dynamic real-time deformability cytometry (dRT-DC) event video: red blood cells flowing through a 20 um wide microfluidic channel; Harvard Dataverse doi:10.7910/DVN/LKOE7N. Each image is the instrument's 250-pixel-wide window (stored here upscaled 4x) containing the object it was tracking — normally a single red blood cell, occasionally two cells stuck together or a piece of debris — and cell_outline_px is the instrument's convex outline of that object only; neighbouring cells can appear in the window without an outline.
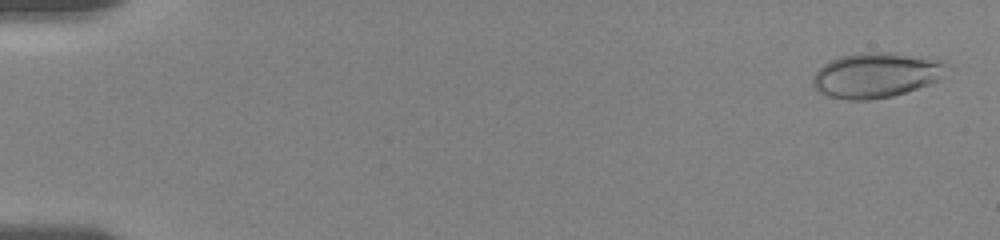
{"species": "human", "species_latin": "Homo sapiens", "temperature_condition": "room temperature", "stored_images_in_passage": 56, "camera_frame_rate_fps": 3000, "um_per_image_px": 0.085, "donor": {"sex": "female"}, "frame": {"image": 1, "passage_image": 2, "time_ms": 0.333, "image_size_px": [1000, 240], "cell_outline_px": [[944, 64], [936, 80], [928, 84], [892, 96], [868, 100], [848, 100], [828, 96], [816, 92], [812, 84], [812, 76], [824, 64], [840, 56], [860, 52], [892, 52], [944, 60]], "centroid_in_image_um": [74.35, 6.38], "position_along_channel_um": 10.6, "area_um2": 34.74}}
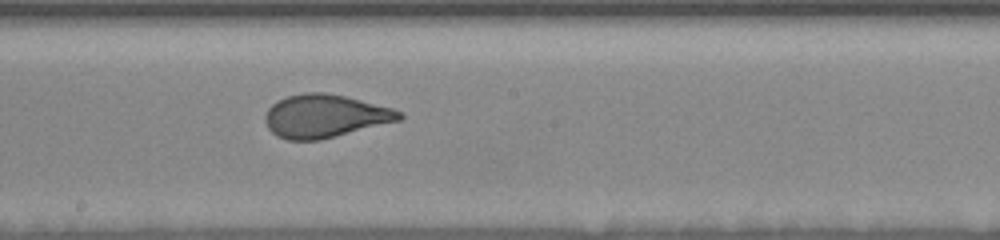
{"frame": {"image": 2, "passage_image": 32, "time_ms": 10.333, "image_size_px": [1000, 240], "cell_outline_px": [[404, 116], [400, 120], [320, 140], [288, 140], [276, 136], [268, 128], [264, 120], [264, 116], [268, 108], [276, 100], [288, 96], [304, 92], [324, 92], [344, 96], [392, 108], [400, 112]], "centroid_in_image_um": [27.57, 9.86], "position_along_channel_um": 220.6, "area_um2": 33.58}}
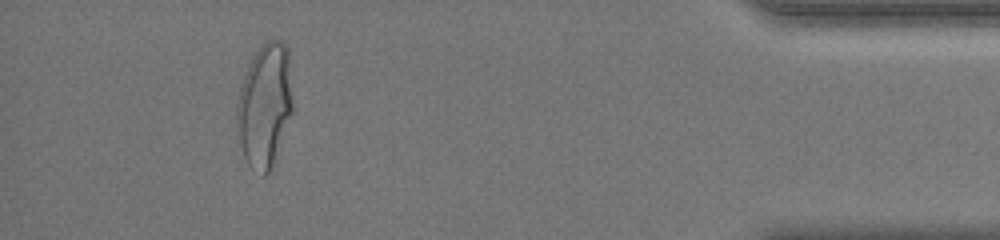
{"frame": {"image": 3, "passage_image": 52, "time_ms": 17.0, "image_size_px": [1000, 240], "cell_outline_px": [[292, 112], [276, 164], [272, 172], [264, 176], [260, 176], [248, 164], [244, 156], [236, 136], [236, 104], [244, 72], [252, 56], [264, 40], [280, 40], [288, 48], [292, 104]], "centroid_in_image_um": [22.48, 9.03], "position_along_channel_um": 412.7, "area_um2": 41.44}, "authors_computed_cell_mechanics": {"area_um2": 33.6107, "velocity_mm_per_s": 3.6256, "shape_relaxation_time_tau1_ms": 6.0563, "shape_relaxation_time_tau2_ms": null, "deformation_change_tau1": 0.1949, "deformation_change_tau2": null}}